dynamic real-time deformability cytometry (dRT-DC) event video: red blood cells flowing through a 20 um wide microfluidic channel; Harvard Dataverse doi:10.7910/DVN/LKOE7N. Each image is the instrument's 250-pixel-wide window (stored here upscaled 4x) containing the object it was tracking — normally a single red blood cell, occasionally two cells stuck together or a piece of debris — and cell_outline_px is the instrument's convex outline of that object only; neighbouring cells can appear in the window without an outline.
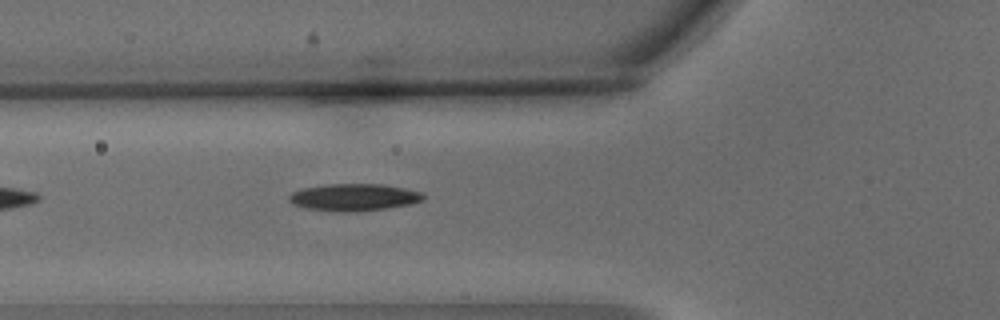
{"species": "common noctule bat (a hibernating species)", "species_latin": "Nyctalus noctula", "temperature_condition": "warm", "stored_images_in_passage": 4, "camera_frame_rate_fps": 3000, "um_per_image_px": 0.085, "animal": {"sex": "male", "body_mass_g": 15.6}, "frame": {"image": 1, "passage_image": 4, "time_ms": 1.0, "image_size_px": [1000, 320], "cell_outline_px": [[424, 200], [408, 204], [384, 208], [348, 212], [340, 212], [308, 208], [292, 204], [288, 200], [288, 196], [292, 192], [304, 188], [324, 184], [384, 184], [424, 192]], "centroid_in_image_um": [30.07, 16.75], "position_along_channel_um": 95.7, "area_um2": 21.1}}